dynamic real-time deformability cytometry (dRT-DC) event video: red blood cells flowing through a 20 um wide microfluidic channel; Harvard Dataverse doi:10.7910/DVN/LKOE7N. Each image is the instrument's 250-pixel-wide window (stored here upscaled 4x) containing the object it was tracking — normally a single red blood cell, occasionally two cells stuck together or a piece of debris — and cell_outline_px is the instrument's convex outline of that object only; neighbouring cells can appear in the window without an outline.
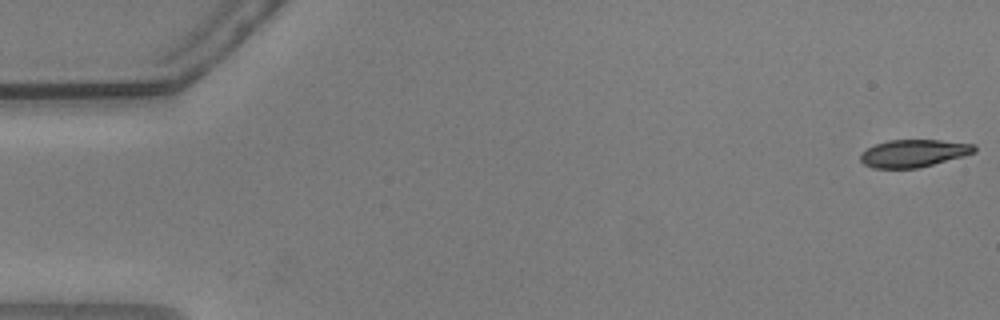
{"species": "common noctule bat (a hibernating species)", "species_latin": "Nyctalus noctula", "temperature_condition": "warm", "stored_images_in_passage": 55, "camera_frame_rate_fps": 3000, "um_per_image_px": 0.085, "animal": {"sex": "male", "body_mass_g": 20.5, "forearm_length_mm": 52.5}, "frame": {"image": 1, "passage_image": 1, "time_ms": 0.0, "image_size_px": [1000, 320], "cell_outline_px": [[976, 152], [964, 156], [920, 168], [872, 168], [864, 164], [860, 160], [860, 152], [876, 144], [888, 140], [940, 140], [976, 144]], "centroid_in_image_um": [77.67, 13.03], "position_along_channel_um": 7.3, "area_um2": 18.44}}
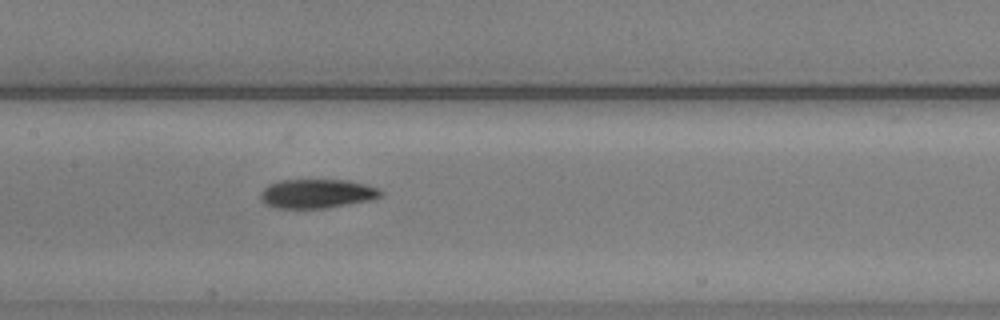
{"frame": {"image": 2, "passage_image": 27, "time_ms": 8.667, "image_size_px": [1000, 320], "cell_outline_px": [[384, 192], [380, 196], [368, 200], [328, 208], [276, 208], [264, 204], [260, 200], [260, 192], [268, 184], [280, 180], [348, 180], [380, 188]], "centroid_in_image_um": [26.9, 16.46], "position_along_channel_um": 180.5, "area_um2": 20.46}}
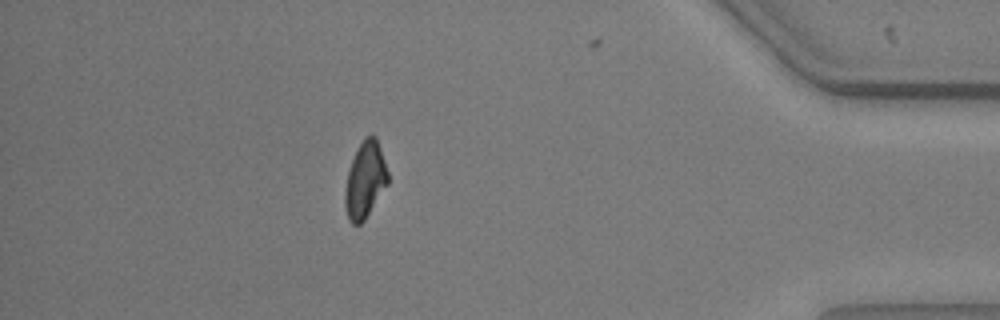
{"frame": {"image": 3, "passage_image": 49, "time_ms": 16.0, "image_size_px": [1000, 320], "cell_outline_px": [[388, 184], [364, 220], [360, 224], [352, 224], [348, 220], [344, 204], [344, 192], [348, 172], [352, 160], [364, 136], [372, 132], [376, 136], [388, 172]], "centroid_in_image_um": [31.03, 15.29], "position_along_channel_um": 404.2, "area_um2": 19.07}, "authors_computed_cell_mechanics": {"area_um2": 20.1722, "velocity_mm_per_s": 3.6595, "shape_relaxation_time_tau1_ms": null, "shape_relaxation_time_tau2_ms": 10.3347, "deformation_change_tau1": null, "deformation_change_tau2": 0.1756}}